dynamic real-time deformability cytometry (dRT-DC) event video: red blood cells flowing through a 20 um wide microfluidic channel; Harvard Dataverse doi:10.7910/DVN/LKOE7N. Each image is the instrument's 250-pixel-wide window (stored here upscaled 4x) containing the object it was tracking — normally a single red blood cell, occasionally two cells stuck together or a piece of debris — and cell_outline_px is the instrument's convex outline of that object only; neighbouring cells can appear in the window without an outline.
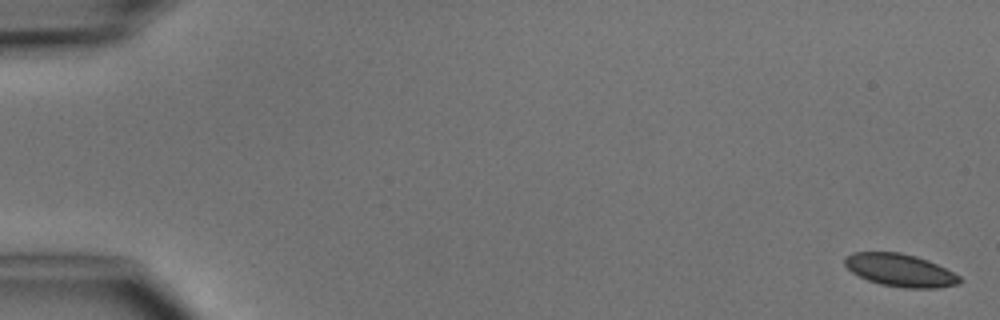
{"species": "common noctule bat (a hibernating species)", "species_latin": "Nyctalus noctula", "temperature_condition": "cold", "stored_images_in_passage": 4, "camera_frame_rate_fps": 3000, "um_per_image_px": 0.085, "animal": {"sex": "male", "body_mass_g": 15.6}, "frame": {"image": 1, "passage_image": 1, "time_ms": 0.0, "image_size_px": [1000, 320], "cell_outline_px": [[964, 280], [960, 284], [940, 288], [904, 288], [880, 284], [868, 280], [852, 272], [844, 264], [844, 260], [852, 252], [900, 252], [916, 256], [928, 260], [960, 276]], "centroid_in_image_um": [76.55, 22.98], "position_along_channel_um": 8.5, "area_um2": 21.91}}
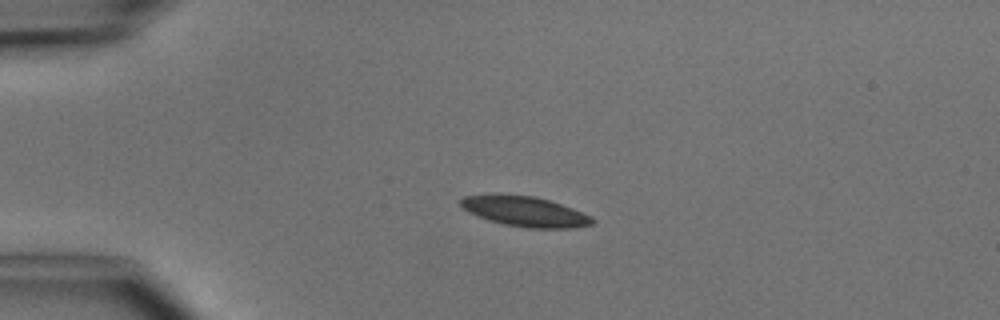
{"frame": {"image": 2, "passage_image": 4, "time_ms": 3.667, "image_size_px": [1000, 320], "cell_outline_px": [[596, 220], [592, 224], [576, 228], [528, 228], [504, 224], [488, 220], [476, 216], [468, 212], [460, 204], [460, 200], [464, 196], [532, 196], [548, 200], [572, 208], [592, 216]], "centroid_in_image_um": [44.68, 18.01], "position_along_channel_um": 40.3, "area_um2": 22.54}}